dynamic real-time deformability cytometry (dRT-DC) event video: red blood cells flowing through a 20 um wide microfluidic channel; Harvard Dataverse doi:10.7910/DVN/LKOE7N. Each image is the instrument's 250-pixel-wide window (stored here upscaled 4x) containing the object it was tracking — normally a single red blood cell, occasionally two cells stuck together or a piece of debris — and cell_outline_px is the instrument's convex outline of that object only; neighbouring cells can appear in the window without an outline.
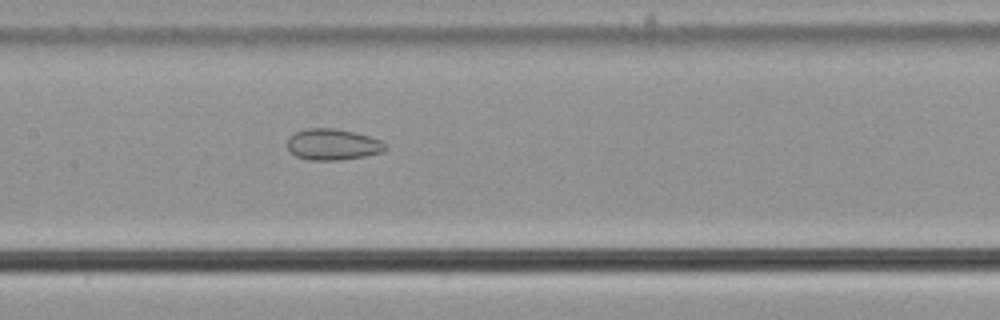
{"species": "common noctule bat (a hibernating species)", "species_latin": "Nyctalus noctula", "temperature_condition": "cold", "stored_images_in_passage": 46, "camera_frame_rate_fps": 3000, "um_per_image_px": 0.085, "animal": {"sex": "male", "body_mass_g": 21.5, "forearm_length_mm": 52.0}, "frame": {"image": 1, "passage_image": 20, "time_ms": 6.333, "image_size_px": [1000, 320], "cell_outline_px": [[388, 148], [380, 152], [364, 156], [340, 160], [308, 160], [296, 156], [288, 148], [288, 136], [296, 132], [308, 128], [336, 128], [356, 132], [380, 140]], "centroid_in_image_um": [28.27, 12.27], "position_along_channel_um": 179.1, "area_um2": 17.74}}
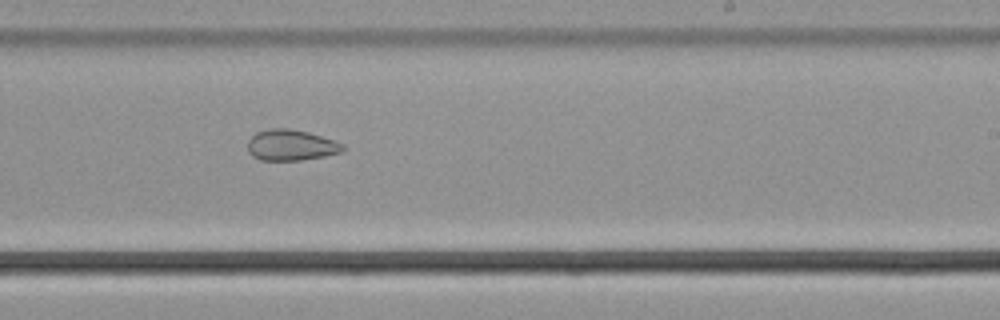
{"frame": {"image": 2, "passage_image": 27, "time_ms": 8.667, "image_size_px": [1000, 320], "cell_outline_px": [[344, 148], [340, 152], [324, 156], [300, 160], [260, 160], [252, 156], [248, 152], [248, 140], [256, 132], [268, 128], [288, 128], [308, 132], [344, 144]], "centroid_in_image_um": [24.69, 12.33], "position_along_channel_um": 264.3, "area_um2": 17.05}}
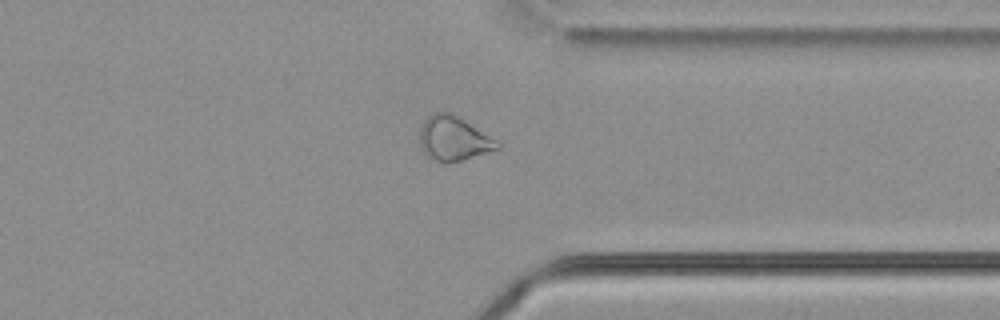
{"frame": {"image": 3, "passage_image": 36, "time_ms": 11.667, "image_size_px": [1000, 320], "cell_outline_px": [[500, 148], [448, 164], [444, 164], [428, 156], [424, 152], [420, 144], [420, 124], [432, 112], [452, 112], [500, 140]], "centroid_in_image_um": [38.58, 11.75], "position_along_channel_um": 372.8, "area_um2": 20.46}, "authors_computed_cell_mechanics": {"area_um2": 20.8369, "velocity_mm_per_s": 3.6724, "shape_relaxation_time_tau1_ms": null, "shape_relaxation_time_tau2_ms": 4.1422, "deformation_change_tau1": null, "deformation_change_tau2": 0.0999}}